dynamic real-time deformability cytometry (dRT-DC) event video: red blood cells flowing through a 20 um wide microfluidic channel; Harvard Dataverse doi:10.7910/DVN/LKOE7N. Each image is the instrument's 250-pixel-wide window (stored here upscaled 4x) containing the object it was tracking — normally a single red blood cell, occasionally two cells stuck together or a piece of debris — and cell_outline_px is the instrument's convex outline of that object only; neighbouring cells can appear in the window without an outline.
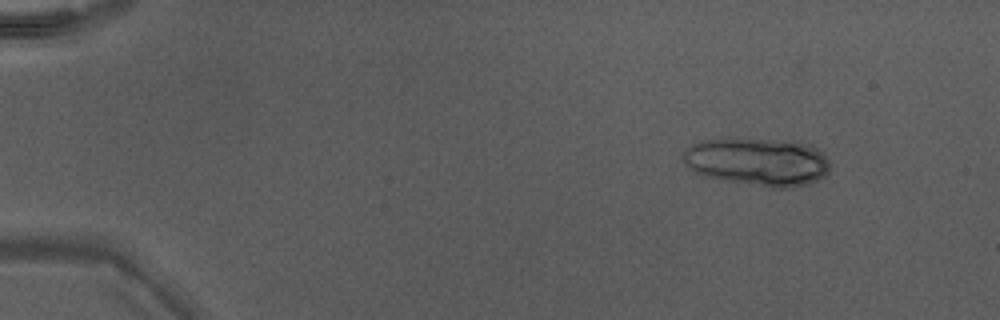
{"species": "Egyptian fruit bat (a non-hibernating species)", "species_latin": "Rousettus aegyptiacus", "temperature_condition": "warm", "stored_images_in_passage": 43, "segment_of_instrument_passage": [1, 2], "camera_frame_rate_fps": 3000, "um_per_image_px": 0.085, "animal": {"sex": "male"}, "frame": {"image": 1, "passage_image": 1, "time_ms": 0.0, "image_size_px": [1000, 320], "cell_outline_px": [[828, 172], [824, 176], [808, 184], [796, 188], [772, 188], [704, 176], [688, 168], [680, 152], [692, 144], [700, 140], [728, 136], [812, 144], [828, 160]], "centroid_in_image_um": [64.33, 13.73], "position_along_channel_um": 20.7, "area_um2": 41.62}}